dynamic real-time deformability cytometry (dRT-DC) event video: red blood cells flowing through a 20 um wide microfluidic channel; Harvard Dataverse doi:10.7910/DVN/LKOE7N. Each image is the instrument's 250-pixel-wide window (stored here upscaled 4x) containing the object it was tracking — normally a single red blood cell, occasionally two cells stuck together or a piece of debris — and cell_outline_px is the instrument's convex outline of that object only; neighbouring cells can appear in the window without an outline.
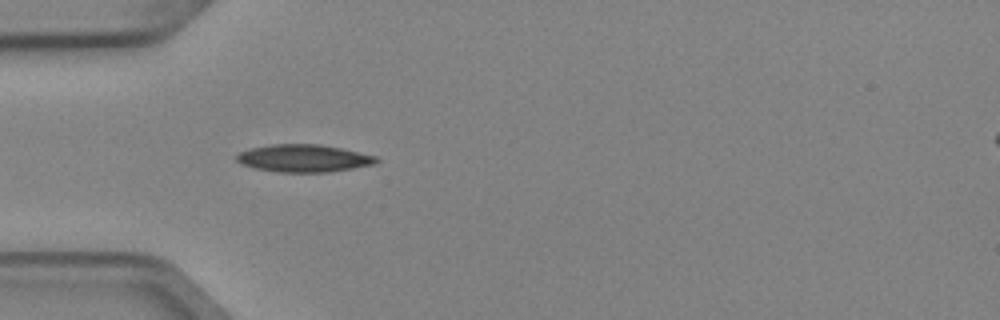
{"species": "Egyptian fruit bat (a non-hibernating species)", "species_latin": "Rousettus aegyptiacus", "temperature_condition": "cold", "stored_images_in_passage": 5, "camera_frame_rate_fps": 3000, "um_per_image_px": 0.085, "animal": {"sex": "female"}, "frame": {"image": 1, "passage_image": 5, "time_ms": 1.333, "image_size_px": [1000, 320], "cell_outline_px": [[380, 160], [376, 164], [328, 172], [276, 172], [252, 168], [240, 164], [236, 160], [236, 156], [240, 152], [252, 148], [272, 144], [320, 144], [340, 148], [376, 156]], "centroid_in_image_um": [25.79, 13.46], "position_along_channel_um": 59.2, "area_um2": 22.43}}